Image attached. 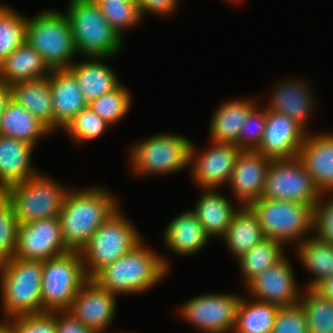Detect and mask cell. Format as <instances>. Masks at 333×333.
<instances>
[{
	"instance_id": "31",
	"label": "cell",
	"mask_w": 333,
	"mask_h": 333,
	"mask_svg": "<svg viewBox=\"0 0 333 333\" xmlns=\"http://www.w3.org/2000/svg\"><path fill=\"white\" fill-rule=\"evenodd\" d=\"M279 306L254 300L240 299L236 310L234 331L238 333H271Z\"/></svg>"
},
{
	"instance_id": "28",
	"label": "cell",
	"mask_w": 333,
	"mask_h": 333,
	"mask_svg": "<svg viewBox=\"0 0 333 333\" xmlns=\"http://www.w3.org/2000/svg\"><path fill=\"white\" fill-rule=\"evenodd\" d=\"M10 88L12 99L53 132L52 96L48 77L17 82Z\"/></svg>"
},
{
	"instance_id": "35",
	"label": "cell",
	"mask_w": 333,
	"mask_h": 333,
	"mask_svg": "<svg viewBox=\"0 0 333 333\" xmlns=\"http://www.w3.org/2000/svg\"><path fill=\"white\" fill-rule=\"evenodd\" d=\"M27 18L0 4V63L26 42Z\"/></svg>"
},
{
	"instance_id": "9",
	"label": "cell",
	"mask_w": 333,
	"mask_h": 333,
	"mask_svg": "<svg viewBox=\"0 0 333 333\" xmlns=\"http://www.w3.org/2000/svg\"><path fill=\"white\" fill-rule=\"evenodd\" d=\"M249 207L257 215L265 238L284 244L301 243L305 234L312 231L313 207L309 205L261 197Z\"/></svg>"
},
{
	"instance_id": "36",
	"label": "cell",
	"mask_w": 333,
	"mask_h": 333,
	"mask_svg": "<svg viewBox=\"0 0 333 333\" xmlns=\"http://www.w3.org/2000/svg\"><path fill=\"white\" fill-rule=\"evenodd\" d=\"M131 99L129 90L120 84L111 92L88 103V106L111 125L121 120L129 112Z\"/></svg>"
},
{
	"instance_id": "21",
	"label": "cell",
	"mask_w": 333,
	"mask_h": 333,
	"mask_svg": "<svg viewBox=\"0 0 333 333\" xmlns=\"http://www.w3.org/2000/svg\"><path fill=\"white\" fill-rule=\"evenodd\" d=\"M34 148L26 142L0 135V192L38 173L31 165Z\"/></svg>"
},
{
	"instance_id": "42",
	"label": "cell",
	"mask_w": 333,
	"mask_h": 333,
	"mask_svg": "<svg viewBox=\"0 0 333 333\" xmlns=\"http://www.w3.org/2000/svg\"><path fill=\"white\" fill-rule=\"evenodd\" d=\"M323 196L321 193L313 207L312 231L316 232L314 238L333 245V197L323 203Z\"/></svg>"
},
{
	"instance_id": "29",
	"label": "cell",
	"mask_w": 333,
	"mask_h": 333,
	"mask_svg": "<svg viewBox=\"0 0 333 333\" xmlns=\"http://www.w3.org/2000/svg\"><path fill=\"white\" fill-rule=\"evenodd\" d=\"M52 133L26 108L12 98L8 102L0 120V135L36 146L39 139Z\"/></svg>"
},
{
	"instance_id": "38",
	"label": "cell",
	"mask_w": 333,
	"mask_h": 333,
	"mask_svg": "<svg viewBox=\"0 0 333 333\" xmlns=\"http://www.w3.org/2000/svg\"><path fill=\"white\" fill-rule=\"evenodd\" d=\"M18 225L12 202L0 192V263L15 255Z\"/></svg>"
},
{
	"instance_id": "43",
	"label": "cell",
	"mask_w": 333,
	"mask_h": 333,
	"mask_svg": "<svg viewBox=\"0 0 333 333\" xmlns=\"http://www.w3.org/2000/svg\"><path fill=\"white\" fill-rule=\"evenodd\" d=\"M271 333H309L306 315L299 303L279 308Z\"/></svg>"
},
{
	"instance_id": "8",
	"label": "cell",
	"mask_w": 333,
	"mask_h": 333,
	"mask_svg": "<svg viewBox=\"0 0 333 333\" xmlns=\"http://www.w3.org/2000/svg\"><path fill=\"white\" fill-rule=\"evenodd\" d=\"M69 190L39 173L3 193L12 202L18 224L59 217Z\"/></svg>"
},
{
	"instance_id": "47",
	"label": "cell",
	"mask_w": 333,
	"mask_h": 333,
	"mask_svg": "<svg viewBox=\"0 0 333 333\" xmlns=\"http://www.w3.org/2000/svg\"><path fill=\"white\" fill-rule=\"evenodd\" d=\"M11 98L10 86L0 83V120Z\"/></svg>"
},
{
	"instance_id": "13",
	"label": "cell",
	"mask_w": 333,
	"mask_h": 333,
	"mask_svg": "<svg viewBox=\"0 0 333 333\" xmlns=\"http://www.w3.org/2000/svg\"><path fill=\"white\" fill-rule=\"evenodd\" d=\"M68 251L63 241L59 217L18 225L14 257L45 261Z\"/></svg>"
},
{
	"instance_id": "16",
	"label": "cell",
	"mask_w": 333,
	"mask_h": 333,
	"mask_svg": "<svg viewBox=\"0 0 333 333\" xmlns=\"http://www.w3.org/2000/svg\"><path fill=\"white\" fill-rule=\"evenodd\" d=\"M292 266L284 257L252 279L246 287L255 299L279 307L294 306L299 303L301 294L296 286Z\"/></svg>"
},
{
	"instance_id": "24",
	"label": "cell",
	"mask_w": 333,
	"mask_h": 333,
	"mask_svg": "<svg viewBox=\"0 0 333 333\" xmlns=\"http://www.w3.org/2000/svg\"><path fill=\"white\" fill-rule=\"evenodd\" d=\"M51 69L39 52L27 42L17 47L0 63V83H14L48 77Z\"/></svg>"
},
{
	"instance_id": "25",
	"label": "cell",
	"mask_w": 333,
	"mask_h": 333,
	"mask_svg": "<svg viewBox=\"0 0 333 333\" xmlns=\"http://www.w3.org/2000/svg\"><path fill=\"white\" fill-rule=\"evenodd\" d=\"M209 239V235L193 211L175 217L164 231L167 248L184 256L200 251Z\"/></svg>"
},
{
	"instance_id": "17",
	"label": "cell",
	"mask_w": 333,
	"mask_h": 333,
	"mask_svg": "<svg viewBox=\"0 0 333 333\" xmlns=\"http://www.w3.org/2000/svg\"><path fill=\"white\" fill-rule=\"evenodd\" d=\"M116 294L89 278L72 301L69 312L85 326L102 333L116 313Z\"/></svg>"
},
{
	"instance_id": "1",
	"label": "cell",
	"mask_w": 333,
	"mask_h": 333,
	"mask_svg": "<svg viewBox=\"0 0 333 333\" xmlns=\"http://www.w3.org/2000/svg\"><path fill=\"white\" fill-rule=\"evenodd\" d=\"M110 192L100 187L69 191L59 213L63 241L69 251H81L94 232L118 208Z\"/></svg>"
},
{
	"instance_id": "41",
	"label": "cell",
	"mask_w": 333,
	"mask_h": 333,
	"mask_svg": "<svg viewBox=\"0 0 333 333\" xmlns=\"http://www.w3.org/2000/svg\"><path fill=\"white\" fill-rule=\"evenodd\" d=\"M266 123V108L256 106L247 116L241 127L239 148L241 150H256L262 140Z\"/></svg>"
},
{
	"instance_id": "44",
	"label": "cell",
	"mask_w": 333,
	"mask_h": 333,
	"mask_svg": "<svg viewBox=\"0 0 333 333\" xmlns=\"http://www.w3.org/2000/svg\"><path fill=\"white\" fill-rule=\"evenodd\" d=\"M57 333H97L94 329L85 326L69 311H56Z\"/></svg>"
},
{
	"instance_id": "15",
	"label": "cell",
	"mask_w": 333,
	"mask_h": 333,
	"mask_svg": "<svg viewBox=\"0 0 333 333\" xmlns=\"http://www.w3.org/2000/svg\"><path fill=\"white\" fill-rule=\"evenodd\" d=\"M211 148L200 155L195 154L191 144L189 164L192 166L193 181L203 189H216L221 184L229 183L235 162L241 149L235 144L211 141ZM197 155V156H196Z\"/></svg>"
},
{
	"instance_id": "4",
	"label": "cell",
	"mask_w": 333,
	"mask_h": 333,
	"mask_svg": "<svg viewBox=\"0 0 333 333\" xmlns=\"http://www.w3.org/2000/svg\"><path fill=\"white\" fill-rule=\"evenodd\" d=\"M69 19L77 53L89 57H114L124 44L93 0H70Z\"/></svg>"
},
{
	"instance_id": "6",
	"label": "cell",
	"mask_w": 333,
	"mask_h": 333,
	"mask_svg": "<svg viewBox=\"0 0 333 333\" xmlns=\"http://www.w3.org/2000/svg\"><path fill=\"white\" fill-rule=\"evenodd\" d=\"M133 226L118 207L94 232L80 251L88 278L124 256L142 240Z\"/></svg>"
},
{
	"instance_id": "45",
	"label": "cell",
	"mask_w": 333,
	"mask_h": 333,
	"mask_svg": "<svg viewBox=\"0 0 333 333\" xmlns=\"http://www.w3.org/2000/svg\"><path fill=\"white\" fill-rule=\"evenodd\" d=\"M137 2L143 17L146 11L160 15L172 13L176 9L178 0H137Z\"/></svg>"
},
{
	"instance_id": "22",
	"label": "cell",
	"mask_w": 333,
	"mask_h": 333,
	"mask_svg": "<svg viewBox=\"0 0 333 333\" xmlns=\"http://www.w3.org/2000/svg\"><path fill=\"white\" fill-rule=\"evenodd\" d=\"M89 59L76 64L72 63L67 68L75 77L87 103L111 92L120 85L116 73L102 62V59H107V57H89Z\"/></svg>"
},
{
	"instance_id": "18",
	"label": "cell",
	"mask_w": 333,
	"mask_h": 333,
	"mask_svg": "<svg viewBox=\"0 0 333 333\" xmlns=\"http://www.w3.org/2000/svg\"><path fill=\"white\" fill-rule=\"evenodd\" d=\"M271 161L255 150H241L238 154L228 184L241 206H249L262 197Z\"/></svg>"
},
{
	"instance_id": "26",
	"label": "cell",
	"mask_w": 333,
	"mask_h": 333,
	"mask_svg": "<svg viewBox=\"0 0 333 333\" xmlns=\"http://www.w3.org/2000/svg\"><path fill=\"white\" fill-rule=\"evenodd\" d=\"M250 100H231L216 109L210 123L209 137L212 142L239 147L241 127L248 114L257 106L255 101Z\"/></svg>"
},
{
	"instance_id": "23",
	"label": "cell",
	"mask_w": 333,
	"mask_h": 333,
	"mask_svg": "<svg viewBox=\"0 0 333 333\" xmlns=\"http://www.w3.org/2000/svg\"><path fill=\"white\" fill-rule=\"evenodd\" d=\"M287 80L274 88L269 107L266 109L288 115L304 129L313 110L314 100L309 86L302 80Z\"/></svg>"
},
{
	"instance_id": "32",
	"label": "cell",
	"mask_w": 333,
	"mask_h": 333,
	"mask_svg": "<svg viewBox=\"0 0 333 333\" xmlns=\"http://www.w3.org/2000/svg\"><path fill=\"white\" fill-rule=\"evenodd\" d=\"M298 255L303 265L314 275L307 288L314 289L321 281L333 276V245L316 238L298 243Z\"/></svg>"
},
{
	"instance_id": "50",
	"label": "cell",
	"mask_w": 333,
	"mask_h": 333,
	"mask_svg": "<svg viewBox=\"0 0 333 333\" xmlns=\"http://www.w3.org/2000/svg\"><path fill=\"white\" fill-rule=\"evenodd\" d=\"M227 1H230V2H236V1H238V0H227Z\"/></svg>"
},
{
	"instance_id": "7",
	"label": "cell",
	"mask_w": 333,
	"mask_h": 333,
	"mask_svg": "<svg viewBox=\"0 0 333 333\" xmlns=\"http://www.w3.org/2000/svg\"><path fill=\"white\" fill-rule=\"evenodd\" d=\"M88 279L80 251L43 261L42 312L68 311Z\"/></svg>"
},
{
	"instance_id": "49",
	"label": "cell",
	"mask_w": 333,
	"mask_h": 333,
	"mask_svg": "<svg viewBox=\"0 0 333 333\" xmlns=\"http://www.w3.org/2000/svg\"><path fill=\"white\" fill-rule=\"evenodd\" d=\"M93 1H120V0H93Z\"/></svg>"
},
{
	"instance_id": "5",
	"label": "cell",
	"mask_w": 333,
	"mask_h": 333,
	"mask_svg": "<svg viewBox=\"0 0 333 333\" xmlns=\"http://www.w3.org/2000/svg\"><path fill=\"white\" fill-rule=\"evenodd\" d=\"M26 42L50 69H67L77 54L69 19L59 11L49 10L27 19Z\"/></svg>"
},
{
	"instance_id": "34",
	"label": "cell",
	"mask_w": 333,
	"mask_h": 333,
	"mask_svg": "<svg viewBox=\"0 0 333 333\" xmlns=\"http://www.w3.org/2000/svg\"><path fill=\"white\" fill-rule=\"evenodd\" d=\"M302 296L299 304L306 315L309 333H333V301L307 287Z\"/></svg>"
},
{
	"instance_id": "37",
	"label": "cell",
	"mask_w": 333,
	"mask_h": 333,
	"mask_svg": "<svg viewBox=\"0 0 333 333\" xmlns=\"http://www.w3.org/2000/svg\"><path fill=\"white\" fill-rule=\"evenodd\" d=\"M94 2L98 4L104 18L121 38H123L124 30L141 22L143 18L137 0Z\"/></svg>"
},
{
	"instance_id": "27",
	"label": "cell",
	"mask_w": 333,
	"mask_h": 333,
	"mask_svg": "<svg viewBox=\"0 0 333 333\" xmlns=\"http://www.w3.org/2000/svg\"><path fill=\"white\" fill-rule=\"evenodd\" d=\"M205 191L192 210L209 237H223L237 210L229 199L215 189Z\"/></svg>"
},
{
	"instance_id": "12",
	"label": "cell",
	"mask_w": 333,
	"mask_h": 333,
	"mask_svg": "<svg viewBox=\"0 0 333 333\" xmlns=\"http://www.w3.org/2000/svg\"><path fill=\"white\" fill-rule=\"evenodd\" d=\"M240 297L231 294H206L182 305L181 315L204 333H230L235 329Z\"/></svg>"
},
{
	"instance_id": "14",
	"label": "cell",
	"mask_w": 333,
	"mask_h": 333,
	"mask_svg": "<svg viewBox=\"0 0 333 333\" xmlns=\"http://www.w3.org/2000/svg\"><path fill=\"white\" fill-rule=\"evenodd\" d=\"M306 135V130L288 115L266 109L263 137L255 151L272 160L295 159Z\"/></svg>"
},
{
	"instance_id": "30",
	"label": "cell",
	"mask_w": 333,
	"mask_h": 333,
	"mask_svg": "<svg viewBox=\"0 0 333 333\" xmlns=\"http://www.w3.org/2000/svg\"><path fill=\"white\" fill-rule=\"evenodd\" d=\"M222 238L238 259L265 237L257 215L249 206H243V208L237 209Z\"/></svg>"
},
{
	"instance_id": "2",
	"label": "cell",
	"mask_w": 333,
	"mask_h": 333,
	"mask_svg": "<svg viewBox=\"0 0 333 333\" xmlns=\"http://www.w3.org/2000/svg\"><path fill=\"white\" fill-rule=\"evenodd\" d=\"M167 259L148 249L141 240L124 256L98 271L91 279L100 287L120 294L141 293L167 275Z\"/></svg>"
},
{
	"instance_id": "20",
	"label": "cell",
	"mask_w": 333,
	"mask_h": 333,
	"mask_svg": "<svg viewBox=\"0 0 333 333\" xmlns=\"http://www.w3.org/2000/svg\"><path fill=\"white\" fill-rule=\"evenodd\" d=\"M308 134L298 158L320 193L328 194L333 192V134Z\"/></svg>"
},
{
	"instance_id": "3",
	"label": "cell",
	"mask_w": 333,
	"mask_h": 333,
	"mask_svg": "<svg viewBox=\"0 0 333 333\" xmlns=\"http://www.w3.org/2000/svg\"><path fill=\"white\" fill-rule=\"evenodd\" d=\"M43 261L13 257L0 263L2 308L7 318L42 312Z\"/></svg>"
},
{
	"instance_id": "48",
	"label": "cell",
	"mask_w": 333,
	"mask_h": 333,
	"mask_svg": "<svg viewBox=\"0 0 333 333\" xmlns=\"http://www.w3.org/2000/svg\"><path fill=\"white\" fill-rule=\"evenodd\" d=\"M10 319H11V321H8ZM10 319H7V320L2 321V322L0 321V333H13L12 317Z\"/></svg>"
},
{
	"instance_id": "11",
	"label": "cell",
	"mask_w": 333,
	"mask_h": 333,
	"mask_svg": "<svg viewBox=\"0 0 333 333\" xmlns=\"http://www.w3.org/2000/svg\"><path fill=\"white\" fill-rule=\"evenodd\" d=\"M320 195L312 176L298 157L271 161L266 174L263 198L298 202L314 207Z\"/></svg>"
},
{
	"instance_id": "19",
	"label": "cell",
	"mask_w": 333,
	"mask_h": 333,
	"mask_svg": "<svg viewBox=\"0 0 333 333\" xmlns=\"http://www.w3.org/2000/svg\"><path fill=\"white\" fill-rule=\"evenodd\" d=\"M53 109V130L66 125L88 106L75 77L67 69H51L48 75Z\"/></svg>"
},
{
	"instance_id": "39",
	"label": "cell",
	"mask_w": 333,
	"mask_h": 333,
	"mask_svg": "<svg viewBox=\"0 0 333 333\" xmlns=\"http://www.w3.org/2000/svg\"><path fill=\"white\" fill-rule=\"evenodd\" d=\"M109 127L89 106L82 109L64 128L73 141L84 142L99 137Z\"/></svg>"
},
{
	"instance_id": "46",
	"label": "cell",
	"mask_w": 333,
	"mask_h": 333,
	"mask_svg": "<svg viewBox=\"0 0 333 333\" xmlns=\"http://www.w3.org/2000/svg\"><path fill=\"white\" fill-rule=\"evenodd\" d=\"M314 290L322 297L333 301V276L321 281Z\"/></svg>"
},
{
	"instance_id": "10",
	"label": "cell",
	"mask_w": 333,
	"mask_h": 333,
	"mask_svg": "<svg viewBox=\"0 0 333 333\" xmlns=\"http://www.w3.org/2000/svg\"><path fill=\"white\" fill-rule=\"evenodd\" d=\"M192 142L175 134H159L132 146L131 163L134 172L141 174H163L177 172L189 164Z\"/></svg>"
},
{
	"instance_id": "40",
	"label": "cell",
	"mask_w": 333,
	"mask_h": 333,
	"mask_svg": "<svg viewBox=\"0 0 333 333\" xmlns=\"http://www.w3.org/2000/svg\"><path fill=\"white\" fill-rule=\"evenodd\" d=\"M13 333H57L56 311L12 317Z\"/></svg>"
},
{
	"instance_id": "33",
	"label": "cell",
	"mask_w": 333,
	"mask_h": 333,
	"mask_svg": "<svg viewBox=\"0 0 333 333\" xmlns=\"http://www.w3.org/2000/svg\"><path fill=\"white\" fill-rule=\"evenodd\" d=\"M282 245L284 243L278 240L264 238L238 258L239 267L246 282L245 285L285 257Z\"/></svg>"
}]
</instances>
